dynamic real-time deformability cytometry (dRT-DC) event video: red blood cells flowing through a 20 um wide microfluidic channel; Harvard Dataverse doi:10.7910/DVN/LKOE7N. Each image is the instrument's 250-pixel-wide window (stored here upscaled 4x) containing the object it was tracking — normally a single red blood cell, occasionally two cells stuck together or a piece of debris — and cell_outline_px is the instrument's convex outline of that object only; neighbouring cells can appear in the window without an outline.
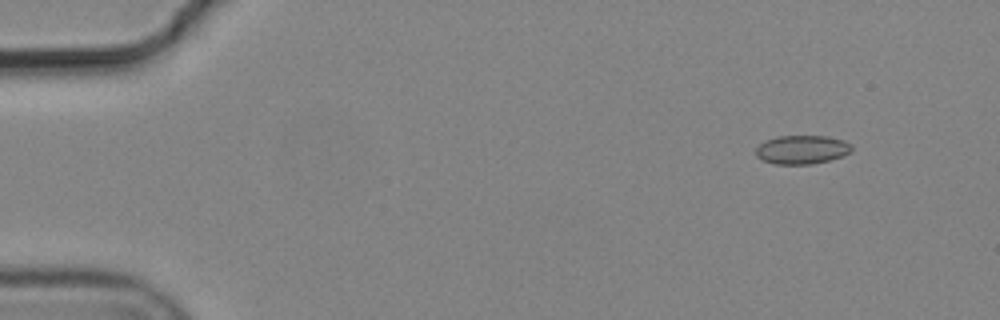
{"species": "common noctule bat (a hibernating species)", "species_latin": "Nyctalus noctula", "temperature_condition": "cold", "stored_images_in_passage": 6, "camera_frame_rate_fps": 3000, "um_per_image_px": 0.085, "animal": {"sex": "male", "body_mass_g": 19.2, "forearm_length_mm": 51.8}, "frame": {"image": 1, "passage_image": 2, "time_ms": 0.333, "image_size_px": [1000, 320], "cell_outline_px": [[852, 152], [828, 160], [808, 164], [776, 164], [764, 160], [756, 156], [756, 148], [764, 140], [776, 136], [828, 136], [844, 140], [852, 144]], "centroid_in_image_um": [68.17, 12.7], "position_along_channel_um": 16.8, "area_um2": 16.01}}
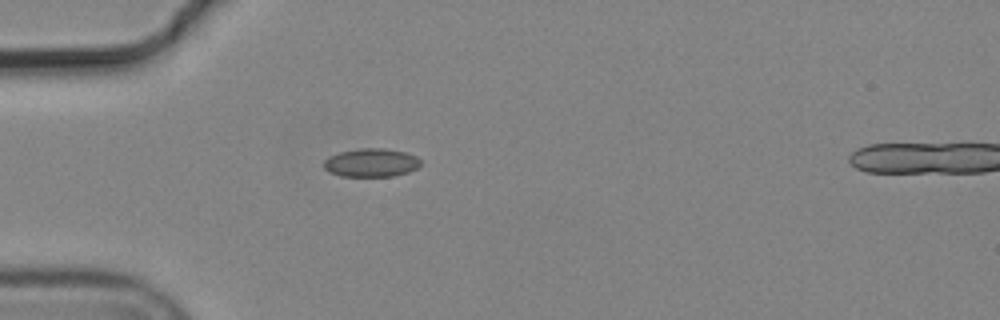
{"frame": {"image": 2, "passage_image": 5, "time_ms": 1.333, "image_size_px": [1000, 320], "cell_outline_px": [[420, 164], [416, 168], [408, 172], [392, 176], [340, 176], [328, 172], [324, 168], [324, 160], [328, 156], [340, 152], [360, 148], [384, 148], [404, 152], [416, 156], [420, 160]], "centroid_in_image_um": [31.52, 13.83], "position_along_channel_um": 53.5, "area_um2": 16.01}}